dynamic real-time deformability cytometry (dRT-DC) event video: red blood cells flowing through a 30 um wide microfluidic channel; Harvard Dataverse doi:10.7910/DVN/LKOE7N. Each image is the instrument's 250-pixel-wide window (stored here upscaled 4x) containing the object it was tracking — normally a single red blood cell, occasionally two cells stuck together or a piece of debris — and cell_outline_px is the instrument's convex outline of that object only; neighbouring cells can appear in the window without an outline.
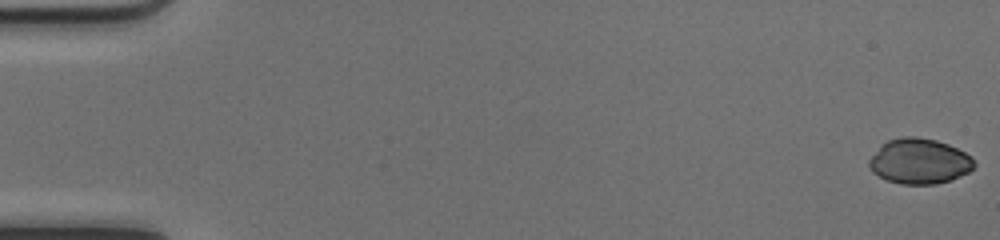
{"species": "common noctule bat (a hibernating species)", "species_latin": "Nyctalus noctula", "temperature_condition": "cold", "stored_images_in_passage": 47, "camera_frame_rate_fps": 3000, "um_per_image_px": 0.085, "animal": {"sex": "female", "body_mass_g": 17.0, "forearm_length_mm": 48.0}, "frame": {"image": 1, "passage_image": 1, "time_ms": 0.0, "image_size_px": [1000, 240], "cell_outline_px": [[976, 164], [968, 172], [948, 180], [936, 184], [900, 184], [888, 180], [872, 172], [868, 164], [868, 160], [880, 144], [888, 140], [900, 136], [916, 136], [936, 140], [948, 144], [972, 156]], "centroid_in_image_um": [78.11, 13.68], "position_along_channel_um": 6.9, "area_um2": 27.8}}
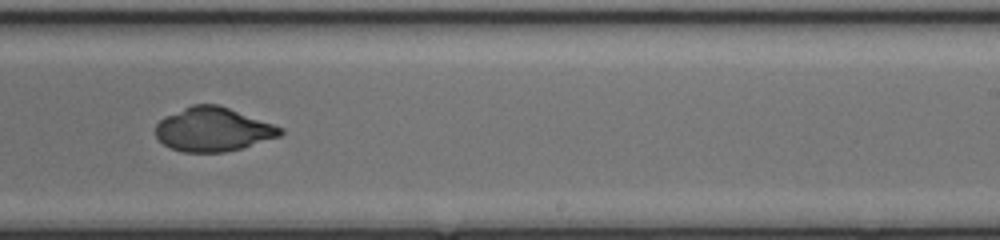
{"frame": {"image": 2, "passage_image": 32, "time_ms": 10.333, "image_size_px": [1000, 240], "cell_outline_px": [[284, 132], [280, 136], [240, 148], [224, 152], [184, 152], [172, 148], [164, 144], [156, 136], [156, 124], [164, 116], [192, 104], [220, 104], [284, 128]], "centroid_in_image_um": [18.11, 10.98], "position_along_channel_um": 270.9, "area_um2": 31.85}}
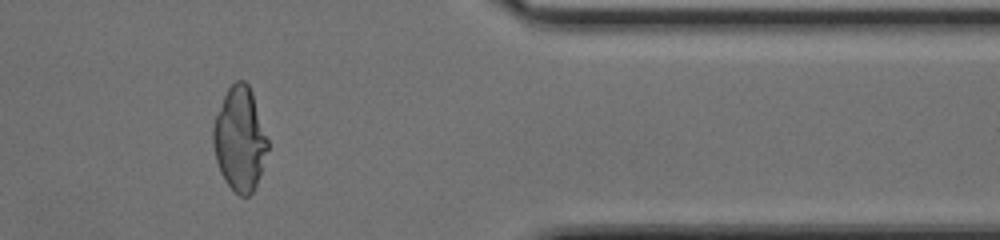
{"frame": {"image": 3, "passage_image": 42, "time_ms": 13.667, "image_size_px": [1000, 240], "cell_outline_px": [[268, 148], [256, 184], [252, 192], [248, 196], [240, 196], [224, 180], [220, 172], [216, 160], [212, 144], [212, 128], [216, 116], [224, 96], [228, 88], [236, 80], [244, 80], [248, 84], [252, 92], [268, 140]], "centroid_in_image_um": [20.36, 11.81], "position_along_channel_um": 391.0, "area_um2": 32.66}}